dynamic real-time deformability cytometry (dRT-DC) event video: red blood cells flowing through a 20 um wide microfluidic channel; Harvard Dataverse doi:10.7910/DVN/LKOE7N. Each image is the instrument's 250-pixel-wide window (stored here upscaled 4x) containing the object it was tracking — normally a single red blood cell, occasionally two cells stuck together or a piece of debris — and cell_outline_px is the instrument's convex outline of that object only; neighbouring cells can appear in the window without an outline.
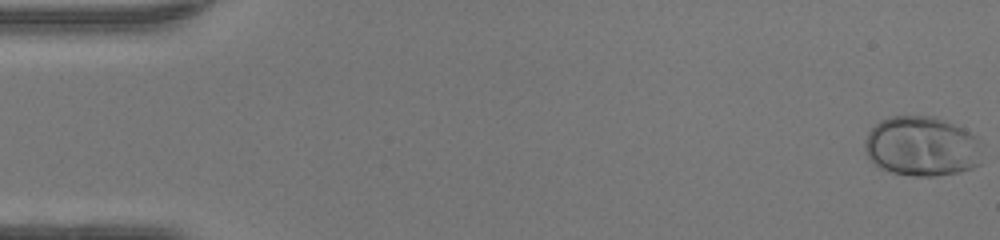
{"species": "human", "species_latin": "Homo sapiens", "temperature_condition": "warm", "stored_images_in_passage": 49, "camera_frame_rate_fps": 3000, "um_per_image_px": 0.085, "donor": {"sex": "female"}, "frame": {"image": 1, "passage_image": 1, "time_ms": 0.0, "image_size_px": [1000, 240], "cell_outline_px": [[980, 164], [972, 168], [960, 172], [936, 176], [912, 176], [892, 172], [880, 168], [868, 156], [864, 148], [864, 140], [868, 132], [880, 120], [888, 116], [936, 116], [964, 128], [976, 136]], "centroid_in_image_um": [78.32, 12.43], "position_along_channel_um": 6.7, "area_um2": 40.98}}
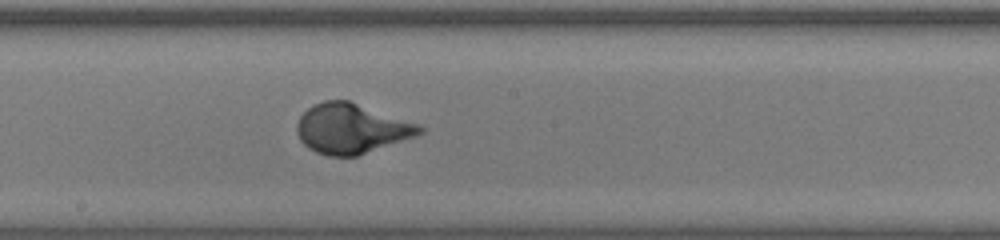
{"frame": {"image": 2, "passage_image": 27, "time_ms": 8.667, "image_size_px": [1000, 240], "cell_outline_px": [[424, 132], [416, 136], [356, 156], [328, 156], [316, 152], [308, 148], [300, 140], [296, 132], [296, 124], [300, 116], [312, 104], [324, 100], [348, 100], [420, 124], [424, 128]], "centroid_in_image_um": [29.85, 10.92], "position_along_channel_um": 218.3, "area_um2": 35.78}}
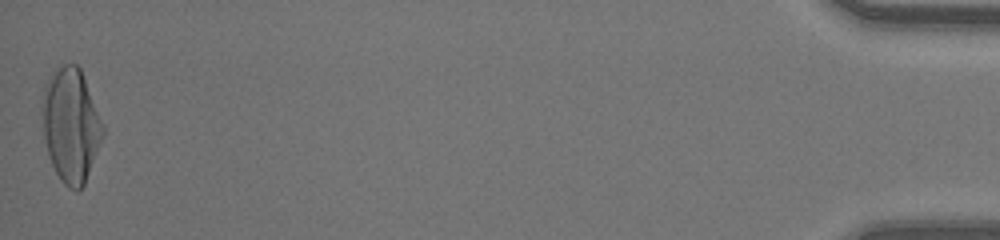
{"frame": {"image": 3, "passage_image": 49, "time_ms": 16.0, "image_size_px": [1000, 240], "cell_outline_px": [[104, 136], [84, 184], [76, 192], [68, 188], [60, 180], [48, 156], [44, 136], [44, 84], [52, 72], [56, 68], [64, 64], [76, 64], [80, 68], [104, 124]], "centroid_in_image_um": [6.05, 10.65], "position_along_channel_um": 429.1, "area_um2": 39.94}, "authors_computed_cell_mechanics": {"area_um2": 35.8938, "velocity_mm_per_s": 4.258, "shape_relaxation_time_tau1_ms": 3.228, "shape_relaxation_time_tau2_ms": null, "deformation_change_tau1": 0.2452, "deformation_change_tau2": null}}